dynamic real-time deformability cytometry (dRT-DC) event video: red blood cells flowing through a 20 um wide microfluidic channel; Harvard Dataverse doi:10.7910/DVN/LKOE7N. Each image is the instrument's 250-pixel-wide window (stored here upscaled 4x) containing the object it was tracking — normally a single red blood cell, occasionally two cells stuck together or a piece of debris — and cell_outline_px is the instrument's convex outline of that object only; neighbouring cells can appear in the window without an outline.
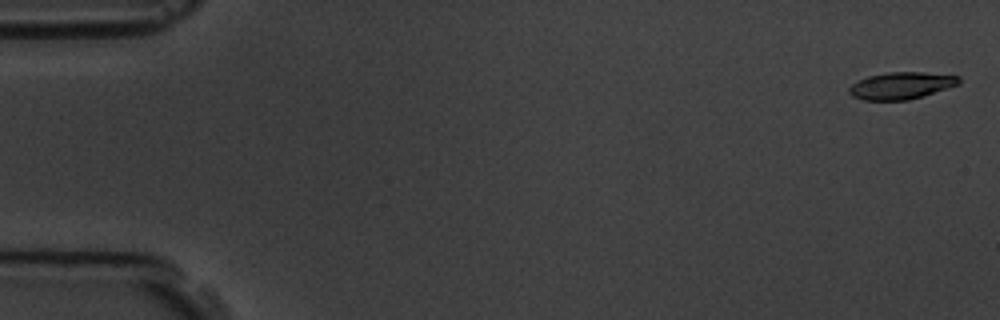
{"species": "common noctule bat (a hibernating species)", "species_latin": "Nyctalus noctula", "temperature_condition": "room temperature", "stored_images_in_passage": 8, "camera_frame_rate_fps": 3000, "um_per_image_px": 0.085, "animal": {"sex": "male", "body_mass_g": 19.5, "forearm_length_mm": 54.6}, "frame": {"image": 1, "passage_image": 1, "time_ms": 0.0, "image_size_px": [1000, 320], "cell_outline_px": [[960, 84], [924, 96], [908, 100], [864, 100], [852, 96], [848, 92], [848, 88], [852, 84], [868, 76], [888, 72], [924, 72], [960, 76]], "centroid_in_image_um": [76.62, 7.28], "position_along_channel_um": 8.4, "area_um2": 17.34}}
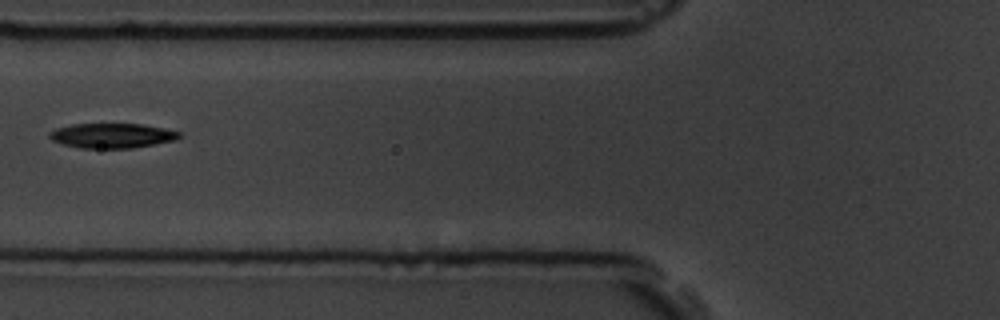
{"frame": {"image": 2, "passage_image": 7, "time_ms": 7.0, "image_size_px": [1000, 320], "cell_outline_px": [[180, 136], [176, 140], [132, 148], [80, 148], [64, 144], [52, 140], [48, 136], [48, 132], [56, 128], [72, 124], [144, 124], [164, 128], [180, 132]], "centroid_in_image_um": [9.51, 11.52], "position_along_channel_um": 116.3, "area_um2": 18.73}}
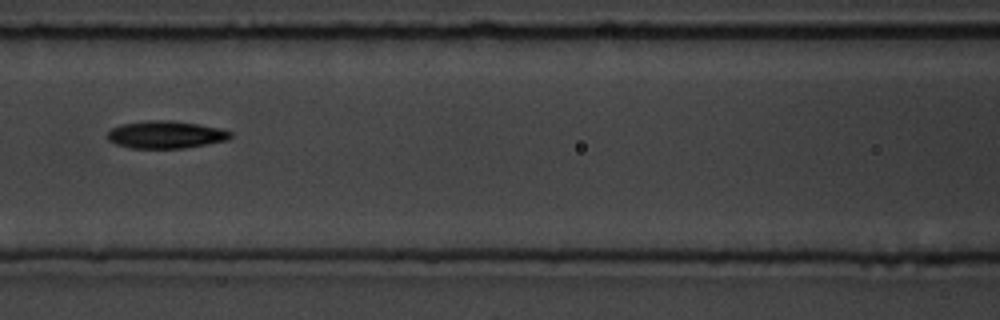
{"frame": {"image": 3, "passage_image": 8, "time_ms": 8.0, "image_size_px": [1000, 320], "cell_outline_px": [[232, 136], [228, 140], [184, 148], [132, 148], [116, 144], [108, 140], [108, 132], [112, 128], [120, 124], [148, 120], [172, 120], [220, 128], [232, 132]], "centroid_in_image_um": [14.09, 11.44], "position_along_channel_um": 152.5, "area_um2": 19.65}}